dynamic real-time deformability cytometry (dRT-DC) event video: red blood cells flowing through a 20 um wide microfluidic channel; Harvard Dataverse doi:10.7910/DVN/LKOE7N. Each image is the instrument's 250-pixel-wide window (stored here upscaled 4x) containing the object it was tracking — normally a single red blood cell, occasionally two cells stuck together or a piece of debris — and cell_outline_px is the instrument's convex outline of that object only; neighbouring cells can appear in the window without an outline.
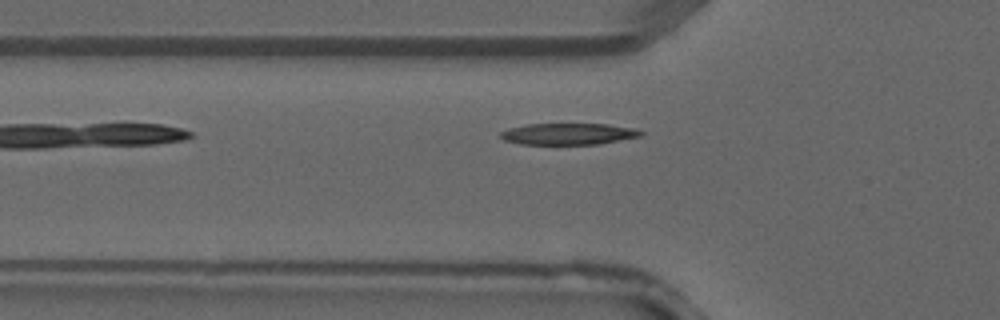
{"species": "common noctule bat (a hibernating species)", "species_latin": "Nyctalus noctula", "temperature_condition": "warm", "stored_images_in_passage": 2, "camera_frame_rate_fps": 3000, "um_per_image_px": 0.085, "animal": {"sex": "male", "forearm_length_mm": 52.5}, "frame": {"image": 1, "passage_image": 2, "time_ms": 0.333, "image_size_px": [1000, 320], "cell_outline_px": [[644, 132], [640, 136], [600, 144], [520, 144], [504, 140], [500, 136], [500, 132], [508, 128], [528, 124], [608, 124], [636, 128]], "centroid_in_image_um": [48.32, 11.38], "position_along_channel_um": 77.5, "area_um2": 17.57}}